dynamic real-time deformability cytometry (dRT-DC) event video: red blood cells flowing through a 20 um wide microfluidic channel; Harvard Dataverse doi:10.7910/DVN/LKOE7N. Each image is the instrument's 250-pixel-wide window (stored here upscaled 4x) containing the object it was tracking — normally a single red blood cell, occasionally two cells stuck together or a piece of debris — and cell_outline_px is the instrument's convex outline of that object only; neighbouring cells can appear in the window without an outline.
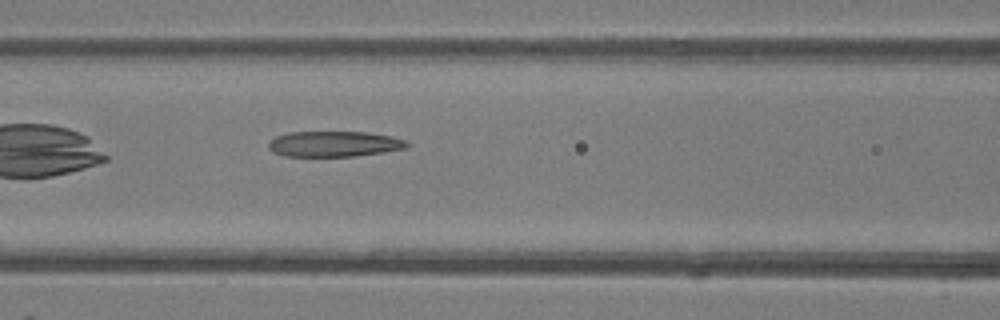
{"species": "common noctule bat (a hibernating species)", "species_latin": "Nyctalus noctula", "temperature_condition": "room temperature", "stored_images_in_passage": 27, "camera_frame_rate_fps": 3000, "um_per_image_px": 0.085, "animal": {"sex": "female"}, "frame": {"image": 1, "passage_image": 5, "time_ms": 1.333, "image_size_px": [1000, 320], "cell_outline_px": [[412, 144], [404, 148], [384, 152], [352, 156], [284, 156], [272, 152], [268, 148], [268, 140], [276, 136], [288, 132], [368, 132], [392, 136], [408, 140]], "centroid_in_image_um": [28.4, 12.23], "position_along_channel_um": 138.2, "area_um2": 20.87}}
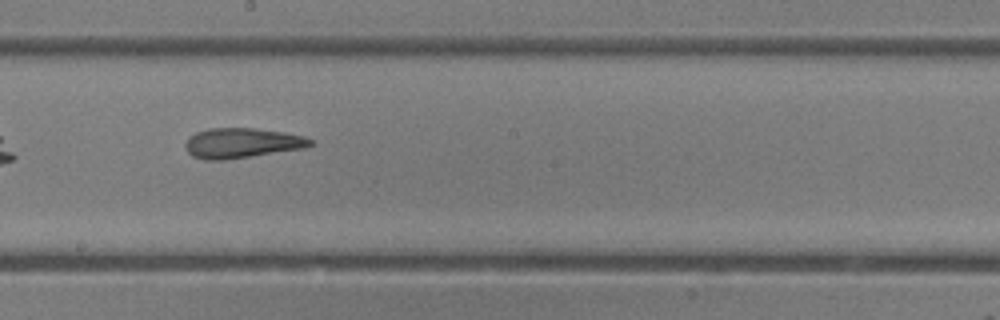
{"frame": {"image": 2, "passage_image": 11, "time_ms": 3.333, "image_size_px": [1000, 320], "cell_outline_px": [[316, 144], [304, 148], [224, 160], [204, 160], [192, 156], [188, 152], [184, 144], [196, 132], [208, 128], [252, 128], [284, 132], [304, 136], [312, 140]], "centroid_in_image_um": [20.57, 12.16], "position_along_channel_um": 227.6, "area_um2": 21.79}}
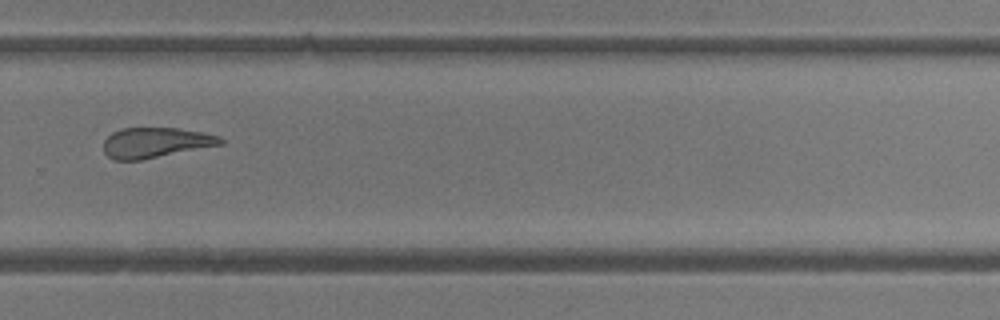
{"frame": {"image": 3, "passage_image": 17, "time_ms": 5.333, "image_size_px": [1000, 320], "cell_outline_px": [[224, 144], [140, 160], [116, 160], [108, 156], [104, 152], [104, 140], [112, 132], [120, 128], [176, 128], [200, 132], [220, 136], [224, 140]], "centroid_in_image_um": [13.22, 12.12], "position_along_channel_um": 316.6, "area_um2": 20.52}}